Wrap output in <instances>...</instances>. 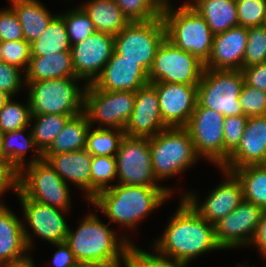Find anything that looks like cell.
<instances>
[{
  "instance_id": "1",
  "label": "cell",
  "mask_w": 266,
  "mask_h": 267,
  "mask_svg": "<svg viewBox=\"0 0 266 267\" xmlns=\"http://www.w3.org/2000/svg\"><path fill=\"white\" fill-rule=\"evenodd\" d=\"M178 206L164 233L154 242V248L186 264L204 253L221 250L214 225L203 219L183 197Z\"/></svg>"
},
{
  "instance_id": "2",
  "label": "cell",
  "mask_w": 266,
  "mask_h": 267,
  "mask_svg": "<svg viewBox=\"0 0 266 267\" xmlns=\"http://www.w3.org/2000/svg\"><path fill=\"white\" fill-rule=\"evenodd\" d=\"M172 190L167 187L114 184L99 192L89 203L127 229H134L144 217L167 201Z\"/></svg>"
},
{
  "instance_id": "3",
  "label": "cell",
  "mask_w": 266,
  "mask_h": 267,
  "mask_svg": "<svg viewBox=\"0 0 266 267\" xmlns=\"http://www.w3.org/2000/svg\"><path fill=\"white\" fill-rule=\"evenodd\" d=\"M95 214L82 218L75 231L69 228L65 243L69 246L77 262H94L110 267H126L127 251L132 242L117 235Z\"/></svg>"
},
{
  "instance_id": "4",
  "label": "cell",
  "mask_w": 266,
  "mask_h": 267,
  "mask_svg": "<svg viewBox=\"0 0 266 267\" xmlns=\"http://www.w3.org/2000/svg\"><path fill=\"white\" fill-rule=\"evenodd\" d=\"M166 38L205 63L211 53L214 34L206 20L188 3L162 9Z\"/></svg>"
},
{
  "instance_id": "5",
  "label": "cell",
  "mask_w": 266,
  "mask_h": 267,
  "mask_svg": "<svg viewBox=\"0 0 266 267\" xmlns=\"http://www.w3.org/2000/svg\"><path fill=\"white\" fill-rule=\"evenodd\" d=\"M77 77H62L40 81H26L31 115H78L84 111L85 91L77 84Z\"/></svg>"
},
{
  "instance_id": "6",
  "label": "cell",
  "mask_w": 266,
  "mask_h": 267,
  "mask_svg": "<svg viewBox=\"0 0 266 267\" xmlns=\"http://www.w3.org/2000/svg\"><path fill=\"white\" fill-rule=\"evenodd\" d=\"M149 143L152 168L158 181L184 172L199 160L185 127H167L149 138Z\"/></svg>"
},
{
  "instance_id": "7",
  "label": "cell",
  "mask_w": 266,
  "mask_h": 267,
  "mask_svg": "<svg viewBox=\"0 0 266 267\" xmlns=\"http://www.w3.org/2000/svg\"><path fill=\"white\" fill-rule=\"evenodd\" d=\"M244 84L241 70L204 68L197 85L196 107H206L224 117L243 114L239 95Z\"/></svg>"
},
{
  "instance_id": "8",
  "label": "cell",
  "mask_w": 266,
  "mask_h": 267,
  "mask_svg": "<svg viewBox=\"0 0 266 267\" xmlns=\"http://www.w3.org/2000/svg\"><path fill=\"white\" fill-rule=\"evenodd\" d=\"M68 184L42 159L19 171L18 191L30 200L67 212L70 209Z\"/></svg>"
},
{
  "instance_id": "9",
  "label": "cell",
  "mask_w": 266,
  "mask_h": 267,
  "mask_svg": "<svg viewBox=\"0 0 266 267\" xmlns=\"http://www.w3.org/2000/svg\"><path fill=\"white\" fill-rule=\"evenodd\" d=\"M166 38L162 16L145 22H130L114 36V51L123 59L137 62L149 73L157 48Z\"/></svg>"
},
{
  "instance_id": "10",
  "label": "cell",
  "mask_w": 266,
  "mask_h": 267,
  "mask_svg": "<svg viewBox=\"0 0 266 267\" xmlns=\"http://www.w3.org/2000/svg\"><path fill=\"white\" fill-rule=\"evenodd\" d=\"M135 102V92L105 91L88 84L85 91L84 112L92 127L124 130Z\"/></svg>"
},
{
  "instance_id": "11",
  "label": "cell",
  "mask_w": 266,
  "mask_h": 267,
  "mask_svg": "<svg viewBox=\"0 0 266 267\" xmlns=\"http://www.w3.org/2000/svg\"><path fill=\"white\" fill-rule=\"evenodd\" d=\"M203 70L202 61L165 38L156 50L148 80L151 84L164 82L198 85Z\"/></svg>"
},
{
  "instance_id": "12",
  "label": "cell",
  "mask_w": 266,
  "mask_h": 267,
  "mask_svg": "<svg viewBox=\"0 0 266 267\" xmlns=\"http://www.w3.org/2000/svg\"><path fill=\"white\" fill-rule=\"evenodd\" d=\"M224 116L206 107H195L185 128L198 157L217 167L224 165Z\"/></svg>"
},
{
  "instance_id": "13",
  "label": "cell",
  "mask_w": 266,
  "mask_h": 267,
  "mask_svg": "<svg viewBox=\"0 0 266 267\" xmlns=\"http://www.w3.org/2000/svg\"><path fill=\"white\" fill-rule=\"evenodd\" d=\"M115 157L117 184L164 187L153 172L149 138L125 135Z\"/></svg>"
},
{
  "instance_id": "14",
  "label": "cell",
  "mask_w": 266,
  "mask_h": 267,
  "mask_svg": "<svg viewBox=\"0 0 266 267\" xmlns=\"http://www.w3.org/2000/svg\"><path fill=\"white\" fill-rule=\"evenodd\" d=\"M264 210L246 200L214 224L215 239L221 249L249 246Z\"/></svg>"
},
{
  "instance_id": "15",
  "label": "cell",
  "mask_w": 266,
  "mask_h": 267,
  "mask_svg": "<svg viewBox=\"0 0 266 267\" xmlns=\"http://www.w3.org/2000/svg\"><path fill=\"white\" fill-rule=\"evenodd\" d=\"M220 169L226 176V180L217 185L203 203L198 204V198L194 192L188 191L182 195L203 219L213 225L236 209L244 199L243 188L237 176L233 172Z\"/></svg>"
},
{
  "instance_id": "16",
  "label": "cell",
  "mask_w": 266,
  "mask_h": 267,
  "mask_svg": "<svg viewBox=\"0 0 266 267\" xmlns=\"http://www.w3.org/2000/svg\"><path fill=\"white\" fill-rule=\"evenodd\" d=\"M114 52V36L96 32L71 46L73 67L77 78L93 84Z\"/></svg>"
},
{
  "instance_id": "17",
  "label": "cell",
  "mask_w": 266,
  "mask_h": 267,
  "mask_svg": "<svg viewBox=\"0 0 266 267\" xmlns=\"http://www.w3.org/2000/svg\"><path fill=\"white\" fill-rule=\"evenodd\" d=\"M152 85L157 90L163 122L168 127H185L197 104V85L164 82Z\"/></svg>"
},
{
  "instance_id": "18",
  "label": "cell",
  "mask_w": 266,
  "mask_h": 267,
  "mask_svg": "<svg viewBox=\"0 0 266 267\" xmlns=\"http://www.w3.org/2000/svg\"><path fill=\"white\" fill-rule=\"evenodd\" d=\"M168 126L163 122L156 88L148 83L135 92L131 117L124 128L126 136L151 138Z\"/></svg>"
},
{
  "instance_id": "19",
  "label": "cell",
  "mask_w": 266,
  "mask_h": 267,
  "mask_svg": "<svg viewBox=\"0 0 266 267\" xmlns=\"http://www.w3.org/2000/svg\"><path fill=\"white\" fill-rule=\"evenodd\" d=\"M17 196L23 209V220L32 229L33 234H37L35 236L51 244L65 242L69 225L63 215L64 210L25 198L19 191Z\"/></svg>"
},
{
  "instance_id": "20",
  "label": "cell",
  "mask_w": 266,
  "mask_h": 267,
  "mask_svg": "<svg viewBox=\"0 0 266 267\" xmlns=\"http://www.w3.org/2000/svg\"><path fill=\"white\" fill-rule=\"evenodd\" d=\"M266 163V115L248 117L238 147L221 167L232 172L248 165Z\"/></svg>"
},
{
  "instance_id": "21",
  "label": "cell",
  "mask_w": 266,
  "mask_h": 267,
  "mask_svg": "<svg viewBox=\"0 0 266 267\" xmlns=\"http://www.w3.org/2000/svg\"><path fill=\"white\" fill-rule=\"evenodd\" d=\"M247 39L248 28L239 25L214 35L211 53L204 68L242 70Z\"/></svg>"
},
{
  "instance_id": "22",
  "label": "cell",
  "mask_w": 266,
  "mask_h": 267,
  "mask_svg": "<svg viewBox=\"0 0 266 267\" xmlns=\"http://www.w3.org/2000/svg\"><path fill=\"white\" fill-rule=\"evenodd\" d=\"M148 83V73L137 62L123 59L114 51L93 85L105 91L136 92Z\"/></svg>"
},
{
  "instance_id": "23",
  "label": "cell",
  "mask_w": 266,
  "mask_h": 267,
  "mask_svg": "<svg viewBox=\"0 0 266 267\" xmlns=\"http://www.w3.org/2000/svg\"><path fill=\"white\" fill-rule=\"evenodd\" d=\"M5 204L0 205V264L13 263L29 256L32 235Z\"/></svg>"
},
{
  "instance_id": "24",
  "label": "cell",
  "mask_w": 266,
  "mask_h": 267,
  "mask_svg": "<svg viewBox=\"0 0 266 267\" xmlns=\"http://www.w3.org/2000/svg\"><path fill=\"white\" fill-rule=\"evenodd\" d=\"M43 159L68 184L71 181L83 189L85 198L91 201V161L92 156L85 150L42 154Z\"/></svg>"
},
{
  "instance_id": "25",
  "label": "cell",
  "mask_w": 266,
  "mask_h": 267,
  "mask_svg": "<svg viewBox=\"0 0 266 267\" xmlns=\"http://www.w3.org/2000/svg\"><path fill=\"white\" fill-rule=\"evenodd\" d=\"M11 8L16 13L23 29L24 40L32 43L46 30L49 23L57 16L52 15L38 0H10Z\"/></svg>"
},
{
  "instance_id": "26",
  "label": "cell",
  "mask_w": 266,
  "mask_h": 267,
  "mask_svg": "<svg viewBox=\"0 0 266 267\" xmlns=\"http://www.w3.org/2000/svg\"><path fill=\"white\" fill-rule=\"evenodd\" d=\"M24 73L25 81L76 77L71 51L31 56L28 68Z\"/></svg>"
},
{
  "instance_id": "27",
  "label": "cell",
  "mask_w": 266,
  "mask_h": 267,
  "mask_svg": "<svg viewBox=\"0 0 266 267\" xmlns=\"http://www.w3.org/2000/svg\"><path fill=\"white\" fill-rule=\"evenodd\" d=\"M188 3L206 20L214 35L238 26L236 0H194Z\"/></svg>"
},
{
  "instance_id": "28",
  "label": "cell",
  "mask_w": 266,
  "mask_h": 267,
  "mask_svg": "<svg viewBox=\"0 0 266 267\" xmlns=\"http://www.w3.org/2000/svg\"><path fill=\"white\" fill-rule=\"evenodd\" d=\"M81 7L89 15L97 32L115 36L130 23L114 0L86 1Z\"/></svg>"
},
{
  "instance_id": "29",
  "label": "cell",
  "mask_w": 266,
  "mask_h": 267,
  "mask_svg": "<svg viewBox=\"0 0 266 267\" xmlns=\"http://www.w3.org/2000/svg\"><path fill=\"white\" fill-rule=\"evenodd\" d=\"M29 127L17 129L14 131L5 132L3 134L2 145L0 148V159L11 164L18 172L27 164L41 161L42 153L37 149L30 130L27 136L24 135ZM36 153L29 162L25 161V154L29 149Z\"/></svg>"
},
{
  "instance_id": "30",
  "label": "cell",
  "mask_w": 266,
  "mask_h": 267,
  "mask_svg": "<svg viewBox=\"0 0 266 267\" xmlns=\"http://www.w3.org/2000/svg\"><path fill=\"white\" fill-rule=\"evenodd\" d=\"M90 127L89 119L84 111L72 116L42 154H57L85 149L86 137Z\"/></svg>"
},
{
  "instance_id": "31",
  "label": "cell",
  "mask_w": 266,
  "mask_h": 267,
  "mask_svg": "<svg viewBox=\"0 0 266 267\" xmlns=\"http://www.w3.org/2000/svg\"><path fill=\"white\" fill-rule=\"evenodd\" d=\"M240 180L244 200L266 210V165H248L232 171Z\"/></svg>"
},
{
  "instance_id": "32",
  "label": "cell",
  "mask_w": 266,
  "mask_h": 267,
  "mask_svg": "<svg viewBox=\"0 0 266 267\" xmlns=\"http://www.w3.org/2000/svg\"><path fill=\"white\" fill-rule=\"evenodd\" d=\"M71 51V44L63 18L58 14L40 37L31 43V56H45Z\"/></svg>"
},
{
  "instance_id": "33",
  "label": "cell",
  "mask_w": 266,
  "mask_h": 267,
  "mask_svg": "<svg viewBox=\"0 0 266 267\" xmlns=\"http://www.w3.org/2000/svg\"><path fill=\"white\" fill-rule=\"evenodd\" d=\"M75 115L38 114L32 115L30 127L35 146L43 153L63 130L68 120ZM34 120V121H33ZM34 122V124L32 123ZM33 124V126H31Z\"/></svg>"
},
{
  "instance_id": "34",
  "label": "cell",
  "mask_w": 266,
  "mask_h": 267,
  "mask_svg": "<svg viewBox=\"0 0 266 267\" xmlns=\"http://www.w3.org/2000/svg\"><path fill=\"white\" fill-rule=\"evenodd\" d=\"M88 130L85 150L91 156H116L120 143L125 136L124 130L96 128Z\"/></svg>"
},
{
  "instance_id": "35",
  "label": "cell",
  "mask_w": 266,
  "mask_h": 267,
  "mask_svg": "<svg viewBox=\"0 0 266 267\" xmlns=\"http://www.w3.org/2000/svg\"><path fill=\"white\" fill-rule=\"evenodd\" d=\"M117 179V162L113 156H92L91 161V200L101 191L113 186Z\"/></svg>"
},
{
  "instance_id": "36",
  "label": "cell",
  "mask_w": 266,
  "mask_h": 267,
  "mask_svg": "<svg viewBox=\"0 0 266 267\" xmlns=\"http://www.w3.org/2000/svg\"><path fill=\"white\" fill-rule=\"evenodd\" d=\"M149 253L140 249L131 242L127 251L126 267H187L188 264L177 261L170 256L162 254L156 248Z\"/></svg>"
},
{
  "instance_id": "37",
  "label": "cell",
  "mask_w": 266,
  "mask_h": 267,
  "mask_svg": "<svg viewBox=\"0 0 266 267\" xmlns=\"http://www.w3.org/2000/svg\"><path fill=\"white\" fill-rule=\"evenodd\" d=\"M59 15L64 20L71 46L97 32L89 15L81 6Z\"/></svg>"
},
{
  "instance_id": "38",
  "label": "cell",
  "mask_w": 266,
  "mask_h": 267,
  "mask_svg": "<svg viewBox=\"0 0 266 267\" xmlns=\"http://www.w3.org/2000/svg\"><path fill=\"white\" fill-rule=\"evenodd\" d=\"M10 99L0 108V129L5 132L29 127L31 124V109L29 100L27 105Z\"/></svg>"
},
{
  "instance_id": "39",
  "label": "cell",
  "mask_w": 266,
  "mask_h": 267,
  "mask_svg": "<svg viewBox=\"0 0 266 267\" xmlns=\"http://www.w3.org/2000/svg\"><path fill=\"white\" fill-rule=\"evenodd\" d=\"M130 22H145L160 18L162 9L154 0H114Z\"/></svg>"
},
{
  "instance_id": "40",
  "label": "cell",
  "mask_w": 266,
  "mask_h": 267,
  "mask_svg": "<svg viewBox=\"0 0 266 267\" xmlns=\"http://www.w3.org/2000/svg\"><path fill=\"white\" fill-rule=\"evenodd\" d=\"M266 62V27L248 28V39L243 57V68Z\"/></svg>"
},
{
  "instance_id": "41",
  "label": "cell",
  "mask_w": 266,
  "mask_h": 267,
  "mask_svg": "<svg viewBox=\"0 0 266 267\" xmlns=\"http://www.w3.org/2000/svg\"><path fill=\"white\" fill-rule=\"evenodd\" d=\"M238 25L242 27L262 26L266 13V0H236Z\"/></svg>"
},
{
  "instance_id": "42",
  "label": "cell",
  "mask_w": 266,
  "mask_h": 267,
  "mask_svg": "<svg viewBox=\"0 0 266 267\" xmlns=\"http://www.w3.org/2000/svg\"><path fill=\"white\" fill-rule=\"evenodd\" d=\"M3 62L26 72L31 59V44L24 39L2 42Z\"/></svg>"
},
{
  "instance_id": "43",
  "label": "cell",
  "mask_w": 266,
  "mask_h": 267,
  "mask_svg": "<svg viewBox=\"0 0 266 267\" xmlns=\"http://www.w3.org/2000/svg\"><path fill=\"white\" fill-rule=\"evenodd\" d=\"M239 101L243 115L247 117L266 115V91L251 87L244 82Z\"/></svg>"
},
{
  "instance_id": "44",
  "label": "cell",
  "mask_w": 266,
  "mask_h": 267,
  "mask_svg": "<svg viewBox=\"0 0 266 267\" xmlns=\"http://www.w3.org/2000/svg\"><path fill=\"white\" fill-rule=\"evenodd\" d=\"M248 117L241 114L224 118V164L229 155L238 147Z\"/></svg>"
},
{
  "instance_id": "45",
  "label": "cell",
  "mask_w": 266,
  "mask_h": 267,
  "mask_svg": "<svg viewBox=\"0 0 266 267\" xmlns=\"http://www.w3.org/2000/svg\"><path fill=\"white\" fill-rule=\"evenodd\" d=\"M24 39L23 29L14 10L10 7L0 9V41Z\"/></svg>"
},
{
  "instance_id": "46",
  "label": "cell",
  "mask_w": 266,
  "mask_h": 267,
  "mask_svg": "<svg viewBox=\"0 0 266 267\" xmlns=\"http://www.w3.org/2000/svg\"><path fill=\"white\" fill-rule=\"evenodd\" d=\"M21 69L9 65L6 62L0 63V90L13 97L15 94L18 95L21 92L22 83L26 84L23 79Z\"/></svg>"
},
{
  "instance_id": "47",
  "label": "cell",
  "mask_w": 266,
  "mask_h": 267,
  "mask_svg": "<svg viewBox=\"0 0 266 267\" xmlns=\"http://www.w3.org/2000/svg\"><path fill=\"white\" fill-rule=\"evenodd\" d=\"M19 172L8 162L0 159V197L3 196L6 190H13L18 193ZM0 205L3 202L0 200Z\"/></svg>"
},
{
  "instance_id": "48",
  "label": "cell",
  "mask_w": 266,
  "mask_h": 267,
  "mask_svg": "<svg viewBox=\"0 0 266 267\" xmlns=\"http://www.w3.org/2000/svg\"><path fill=\"white\" fill-rule=\"evenodd\" d=\"M241 71L247 85L266 91V62L242 68Z\"/></svg>"
},
{
  "instance_id": "49",
  "label": "cell",
  "mask_w": 266,
  "mask_h": 267,
  "mask_svg": "<svg viewBox=\"0 0 266 267\" xmlns=\"http://www.w3.org/2000/svg\"><path fill=\"white\" fill-rule=\"evenodd\" d=\"M58 250L53 255V267H72L77 261L65 242L53 244Z\"/></svg>"
},
{
  "instance_id": "50",
  "label": "cell",
  "mask_w": 266,
  "mask_h": 267,
  "mask_svg": "<svg viewBox=\"0 0 266 267\" xmlns=\"http://www.w3.org/2000/svg\"><path fill=\"white\" fill-rule=\"evenodd\" d=\"M249 244V246L255 245L263 259H266V210H264L254 236Z\"/></svg>"
},
{
  "instance_id": "51",
  "label": "cell",
  "mask_w": 266,
  "mask_h": 267,
  "mask_svg": "<svg viewBox=\"0 0 266 267\" xmlns=\"http://www.w3.org/2000/svg\"><path fill=\"white\" fill-rule=\"evenodd\" d=\"M35 266L36 265L34 264V261L29 256L17 262L0 264V267H35Z\"/></svg>"
},
{
  "instance_id": "52",
  "label": "cell",
  "mask_w": 266,
  "mask_h": 267,
  "mask_svg": "<svg viewBox=\"0 0 266 267\" xmlns=\"http://www.w3.org/2000/svg\"><path fill=\"white\" fill-rule=\"evenodd\" d=\"M72 267H110V266L94 262H76Z\"/></svg>"
},
{
  "instance_id": "53",
  "label": "cell",
  "mask_w": 266,
  "mask_h": 267,
  "mask_svg": "<svg viewBox=\"0 0 266 267\" xmlns=\"http://www.w3.org/2000/svg\"><path fill=\"white\" fill-rule=\"evenodd\" d=\"M11 96H9L4 91L0 90V108L10 99Z\"/></svg>"
},
{
  "instance_id": "54",
  "label": "cell",
  "mask_w": 266,
  "mask_h": 267,
  "mask_svg": "<svg viewBox=\"0 0 266 267\" xmlns=\"http://www.w3.org/2000/svg\"><path fill=\"white\" fill-rule=\"evenodd\" d=\"M154 2L161 8L172 6L169 0H154Z\"/></svg>"
},
{
  "instance_id": "55",
  "label": "cell",
  "mask_w": 266,
  "mask_h": 267,
  "mask_svg": "<svg viewBox=\"0 0 266 267\" xmlns=\"http://www.w3.org/2000/svg\"><path fill=\"white\" fill-rule=\"evenodd\" d=\"M3 62L2 42L0 41V63Z\"/></svg>"
},
{
  "instance_id": "56",
  "label": "cell",
  "mask_w": 266,
  "mask_h": 267,
  "mask_svg": "<svg viewBox=\"0 0 266 267\" xmlns=\"http://www.w3.org/2000/svg\"><path fill=\"white\" fill-rule=\"evenodd\" d=\"M3 131L0 129V148H1V145H2V140H3Z\"/></svg>"
},
{
  "instance_id": "57",
  "label": "cell",
  "mask_w": 266,
  "mask_h": 267,
  "mask_svg": "<svg viewBox=\"0 0 266 267\" xmlns=\"http://www.w3.org/2000/svg\"><path fill=\"white\" fill-rule=\"evenodd\" d=\"M263 26L266 27V13H265V15H264Z\"/></svg>"
},
{
  "instance_id": "58",
  "label": "cell",
  "mask_w": 266,
  "mask_h": 267,
  "mask_svg": "<svg viewBox=\"0 0 266 267\" xmlns=\"http://www.w3.org/2000/svg\"><path fill=\"white\" fill-rule=\"evenodd\" d=\"M239 267H250V266H244V265H238ZM251 267H255V266H251Z\"/></svg>"
}]
</instances>
